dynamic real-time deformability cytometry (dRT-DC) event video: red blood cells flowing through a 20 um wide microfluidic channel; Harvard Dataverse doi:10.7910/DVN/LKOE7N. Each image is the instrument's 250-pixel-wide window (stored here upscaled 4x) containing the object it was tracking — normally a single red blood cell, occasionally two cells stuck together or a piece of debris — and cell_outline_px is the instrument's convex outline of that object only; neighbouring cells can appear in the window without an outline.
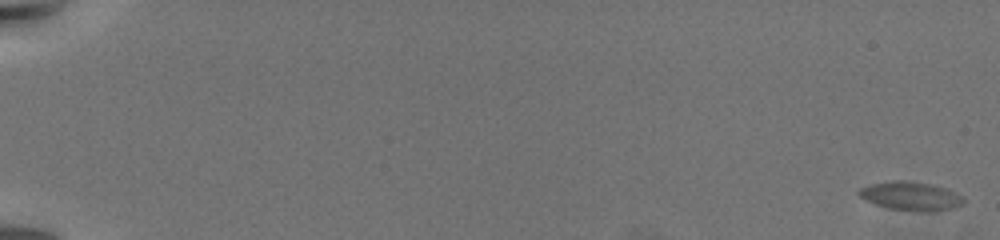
{"species": "common noctule bat (a hibernating species)", "species_latin": "Nyctalus noctula", "temperature_condition": "warm", "stored_images_in_passage": 12, "camera_frame_rate_fps": 3000, "um_per_image_px": 0.085, "animal": {"sex": "female", "body_mass_g": 19.5, "forearm_length_mm": 54.1}, "frame": {"image": 1, "passage_image": 1, "time_ms": 0.0, "image_size_px": [1000, 240], "cell_outline_px": [[964, 204], [948, 208], [892, 208], [876, 204], [860, 196], [856, 192], [860, 188], [868, 184], [892, 180], [904, 180], [932, 184], [944, 188], [964, 196]], "centroid_in_image_um": [77.36, 16.58], "position_along_channel_um": 7.6, "area_um2": 16.42}}
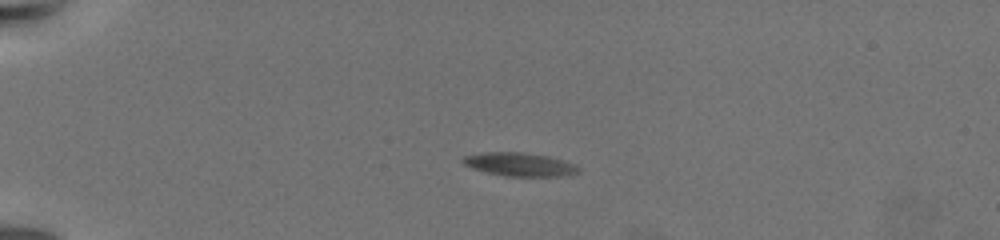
{"frame": {"image": 2, "passage_image": 7, "time_ms": 6.333, "image_size_px": [1000, 240], "cell_outline_px": [[580, 168], [576, 172], [560, 176], [504, 176], [484, 172], [472, 168], [464, 164], [460, 160], [464, 156], [484, 152], [524, 152], [548, 156], [576, 164]], "centroid_in_image_um": [44.12, 13.97], "position_along_channel_um": 40.9, "area_um2": 15.78}}
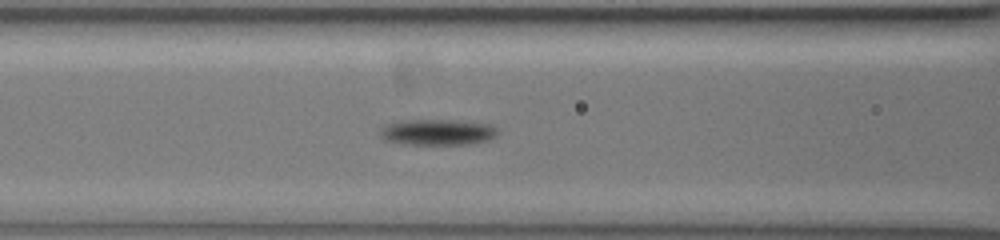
{"frame": {"image": 3, "passage_image": 12, "time_ms": 11.0, "image_size_px": [1000, 240], "cell_outline_px": [[500, 132], [496, 136], [488, 140], [472, 144], [404, 144], [384, 140], [380, 136], [380, 128], [384, 124], [400, 120], [452, 120], [488, 124], [496, 128]], "centroid_in_image_um": [37.15, 11.23], "position_along_channel_um": 129.4, "area_um2": 17.92}}